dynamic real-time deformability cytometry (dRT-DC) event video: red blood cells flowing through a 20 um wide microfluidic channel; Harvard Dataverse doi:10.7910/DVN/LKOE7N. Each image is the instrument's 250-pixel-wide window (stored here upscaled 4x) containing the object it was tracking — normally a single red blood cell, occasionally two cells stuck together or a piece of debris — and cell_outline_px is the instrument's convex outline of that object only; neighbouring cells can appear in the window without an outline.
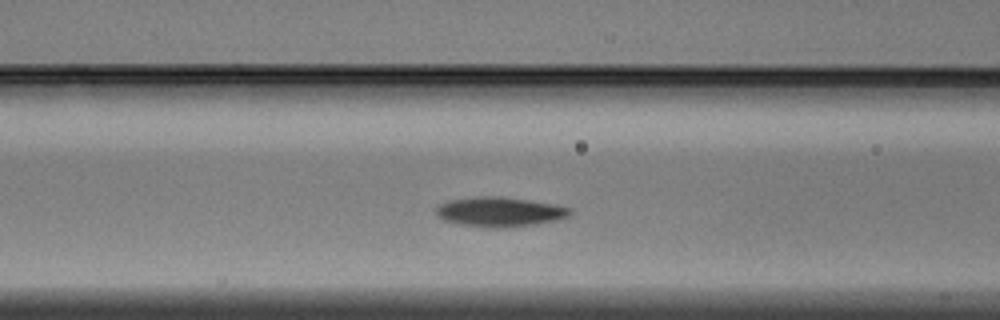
{"species": "Egyptian fruit bat (a non-hibernating species)", "species_latin": "Rousettus aegyptiacus", "temperature_condition": "warm", "stored_images_in_passage": 35, "camera_frame_rate_fps": 3000, "um_per_image_px": 0.085, "animal": {"sex": "male"}, "frame": {"image": 1, "passage_image": 13, "time_ms": 4.0, "image_size_px": [1000, 320], "cell_outline_px": [[572, 212], [568, 216], [536, 224], [500, 228], [488, 228], [456, 224], [444, 220], [436, 216], [436, 208], [440, 204], [448, 200], [472, 196], [500, 196], [528, 200], [572, 208]], "centroid_in_image_um": [42.39, 18.0], "position_along_channel_um": 124.2, "area_um2": 23.18}}
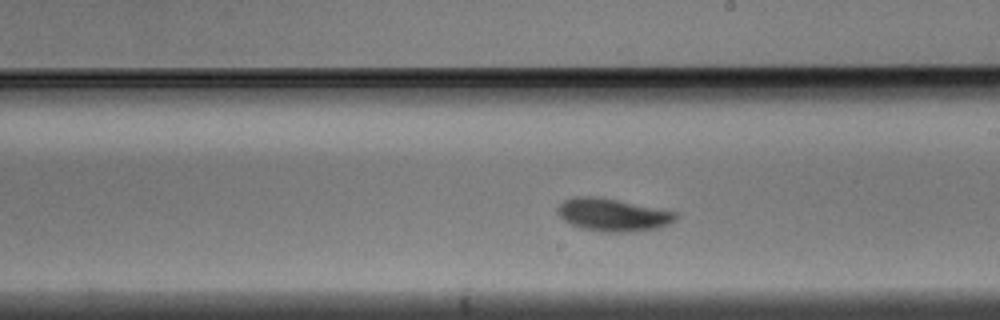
{"frame": {"image": 2, "passage_image": 21, "time_ms": 6.667, "image_size_px": [1000, 320], "cell_outline_px": [[680, 216], [676, 220], [668, 224], [656, 228], [628, 232], [600, 232], [580, 228], [564, 220], [556, 212], [556, 208], [564, 200], [572, 196], [600, 196], [676, 212]], "centroid_in_image_um": [52.06, 18.25], "position_along_channel_um": 236.9, "area_um2": 22.72}}
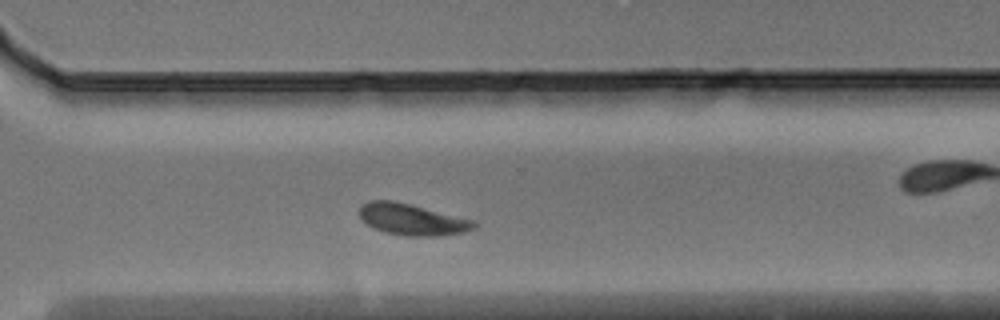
{"frame": {"image": 3, "passage_image": 28, "time_ms": 9.0, "image_size_px": [1000, 320], "cell_outline_px": [[476, 228], [468, 232], [436, 236], [404, 236], [384, 232], [372, 228], [360, 216], [360, 204], [368, 200], [392, 200], [472, 220], [476, 224]], "centroid_in_image_um": [34.99, 18.67], "position_along_channel_um": 335.6, "area_um2": 20.81}}